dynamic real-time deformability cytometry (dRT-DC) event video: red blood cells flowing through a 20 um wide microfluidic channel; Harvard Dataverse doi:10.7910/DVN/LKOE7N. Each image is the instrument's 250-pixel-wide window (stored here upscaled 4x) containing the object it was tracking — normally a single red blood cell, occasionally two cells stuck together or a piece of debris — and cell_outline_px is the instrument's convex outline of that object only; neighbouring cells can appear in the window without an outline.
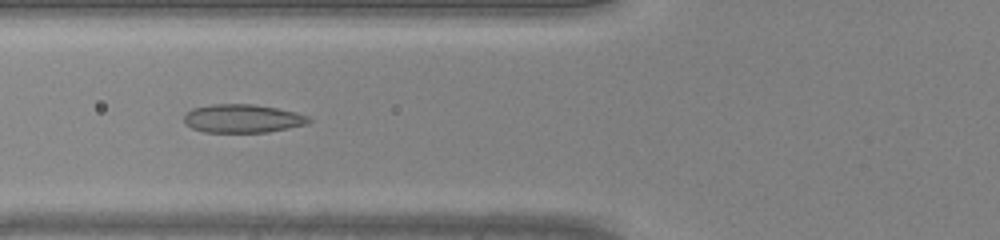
{"species": "common noctule bat (a hibernating species)", "species_latin": "Nyctalus noctula", "temperature_condition": "warm", "stored_images_in_passage": 33, "camera_frame_rate_fps": 3000, "um_per_image_px": 0.085, "animal": {"sex": "male", "body_mass_g": 20.0, "forearm_length_mm": 53.3}, "frame": {"image": 1, "passage_image": 6, "time_ms": 1.667, "image_size_px": [1000, 240], "cell_outline_px": [[312, 120], [308, 124], [268, 132], [204, 132], [192, 128], [184, 124], [184, 112], [192, 108], [212, 104], [252, 104], [276, 108], [296, 112], [308, 116]], "centroid_in_image_um": [20.59, 10.07], "position_along_channel_um": 105.2, "area_um2": 20.81}}
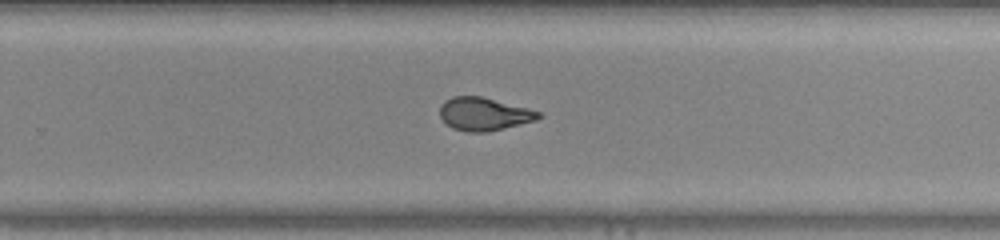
{"frame": {"image": 2, "passage_image": 18, "time_ms": 5.667, "image_size_px": [1000, 240], "cell_outline_px": [[544, 116], [536, 120], [488, 132], [468, 132], [452, 128], [440, 116], [440, 104], [444, 100], [452, 96], [480, 96], [528, 108], [540, 112]], "centroid_in_image_um": [41.13, 9.69], "position_along_channel_um": 288.7, "area_um2": 18.96}}
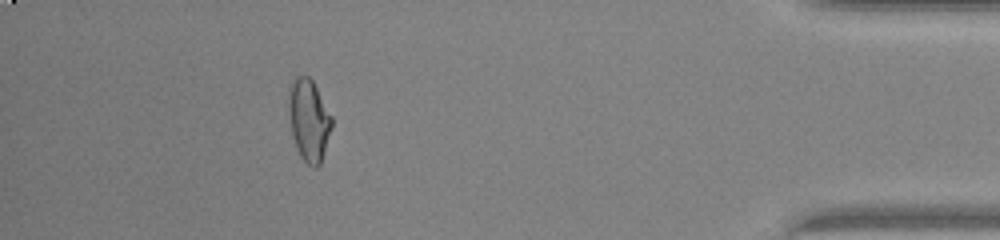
{"frame": {"image": 3, "passage_image": 29, "time_ms": 9.333, "image_size_px": [1000, 240], "cell_outline_px": [[332, 124], [320, 164], [316, 168], [312, 168], [300, 156], [296, 148], [292, 136], [288, 112], [288, 96], [292, 84], [296, 76], [308, 76], [312, 80], [332, 116]], "centroid_in_image_um": [26.24, 10.23], "position_along_channel_um": 409.0, "area_um2": 20.35}}